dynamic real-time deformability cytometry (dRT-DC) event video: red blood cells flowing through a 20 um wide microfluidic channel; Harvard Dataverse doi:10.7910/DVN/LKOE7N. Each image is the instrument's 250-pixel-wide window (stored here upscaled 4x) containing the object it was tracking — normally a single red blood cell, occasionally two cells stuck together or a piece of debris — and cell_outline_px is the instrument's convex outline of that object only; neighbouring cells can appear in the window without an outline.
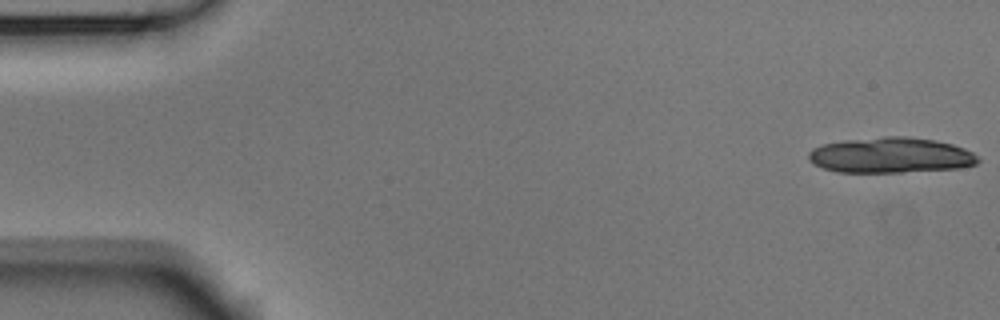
{"species": "Egyptian fruit bat (a non-hibernating species)", "species_latin": "Rousettus aegyptiacus", "temperature_condition": "room temperature", "stored_images_in_passage": 12, "camera_frame_rate_fps": 3000, "um_per_image_px": 0.085, "animal": {"sex": "male"}, "frame": {"image": 1, "passage_image": 1, "time_ms": 0.0, "image_size_px": [1000, 320], "cell_outline_px": [[980, 160], [976, 164], [956, 168], [900, 172], [836, 172], [824, 168], [808, 160], [808, 152], [812, 148], [824, 144], [844, 140], [884, 136], [908, 136], [936, 140], [952, 144], [964, 148], [972, 152]], "centroid_in_image_um": [75.69, 13.18], "position_along_channel_um": 9.3, "area_um2": 35.03}}